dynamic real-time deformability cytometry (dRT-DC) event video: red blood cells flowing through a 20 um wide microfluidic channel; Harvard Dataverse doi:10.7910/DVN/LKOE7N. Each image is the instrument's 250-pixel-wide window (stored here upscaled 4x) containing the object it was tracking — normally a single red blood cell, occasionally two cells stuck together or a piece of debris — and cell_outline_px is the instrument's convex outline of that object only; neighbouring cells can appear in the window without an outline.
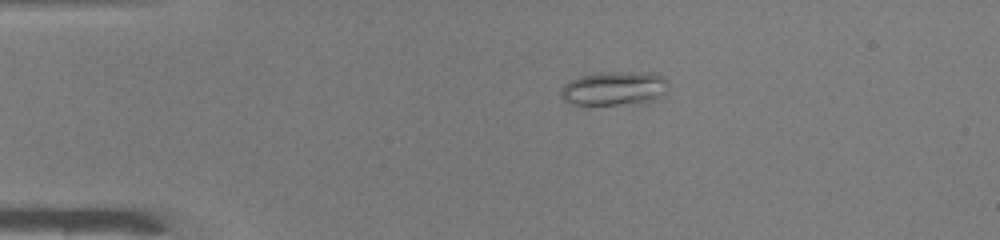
{"species": "common noctule bat (a hibernating species)", "species_latin": "Nyctalus noctula", "temperature_condition": "warm", "stored_images_in_passage": 41, "camera_frame_rate_fps": 3000, "um_per_image_px": 0.085, "animal": {"sex": "male", "body_mass_g": 19.0, "forearm_length_mm": 50.8}, "frame": {"image": 1, "passage_image": 2, "time_ms": 0.333, "image_size_px": [1000, 240], "cell_outline_px": [[668, 84], [660, 96], [648, 104], [572, 104], [564, 100], [560, 96], [560, 92], [564, 84], [568, 80], [580, 76], [600, 72], [652, 72], [664, 76], [668, 80]], "centroid_in_image_um": [52.23, 7.51], "position_along_channel_um": 32.8, "area_um2": 21.62}}
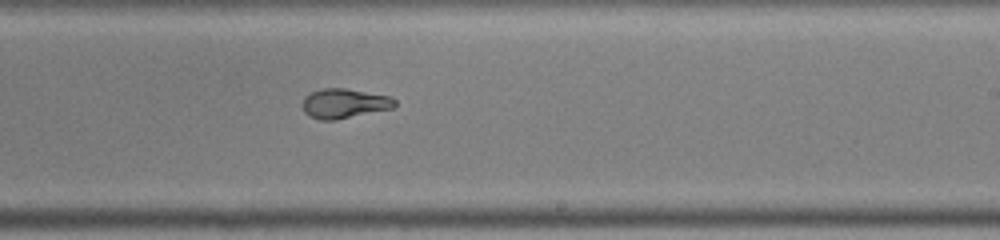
{"frame": {"image": 2, "passage_image": 22, "time_ms": 7.0, "image_size_px": [1000, 240], "cell_outline_px": [[396, 104], [392, 108], [336, 120], [320, 120], [304, 112], [304, 96], [320, 88], [344, 88], [392, 96], [396, 100]], "centroid_in_image_um": [29.29, 8.78], "position_along_channel_um": 259.7, "area_um2": 15.84}}
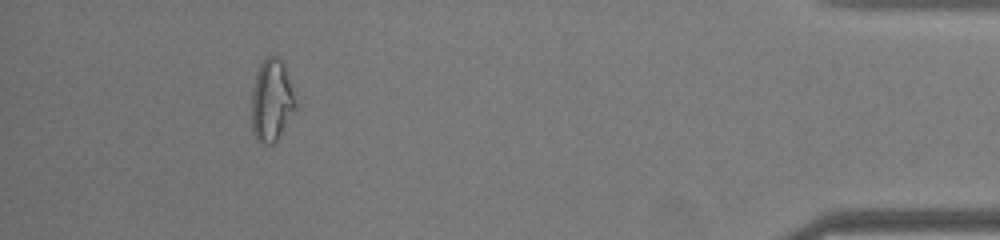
{"frame": {"image": 3, "passage_image": 37, "time_ms": 12.0, "image_size_px": [1000, 240], "cell_outline_px": [[296, 108], [276, 140], [272, 144], [268, 144], [256, 140], [252, 132], [252, 92], [256, 72], [264, 56], [276, 56], [284, 64], [296, 104]], "centroid_in_image_um": [23.06, 8.53], "position_along_channel_um": 412.1, "area_um2": 20.75}, "authors_computed_cell_mechanics": {"area_um2": 16.8776, "velocity_mm_per_s": 4.1535, "shape_relaxation_time_tau1_ms": 7.7351, "shape_relaxation_time_tau2_ms": null, "deformation_change_tau1": 0.2619, "deformation_change_tau2": null}}